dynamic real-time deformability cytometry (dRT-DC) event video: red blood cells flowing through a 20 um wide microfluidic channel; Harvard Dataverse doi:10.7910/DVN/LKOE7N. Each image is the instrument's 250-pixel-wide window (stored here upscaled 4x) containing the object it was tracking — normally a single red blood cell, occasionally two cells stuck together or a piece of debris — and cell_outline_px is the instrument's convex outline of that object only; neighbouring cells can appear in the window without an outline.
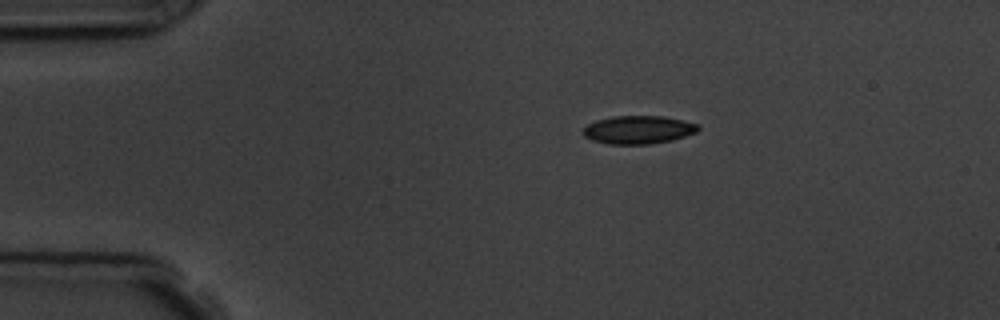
{"species": "common noctule bat (a hibernating species)", "species_latin": "Nyctalus noctula", "temperature_condition": "room temperature", "stored_images_in_passage": 6, "camera_frame_rate_fps": 3000, "um_per_image_px": 0.085, "animal": {"sex": "male", "body_mass_g": 19.5, "forearm_length_mm": 54.6}, "frame": {"image": 1, "passage_image": 2, "time_ms": 1.0, "image_size_px": [1000, 320], "cell_outline_px": [[700, 128], [696, 132], [672, 140], [648, 144], [608, 144], [592, 140], [584, 136], [580, 132], [588, 124], [596, 120], [612, 116], [664, 116], [684, 120], [700, 124]], "centroid_in_image_um": [54.25, 11.02], "position_along_channel_um": 30.7, "area_um2": 19.02}}
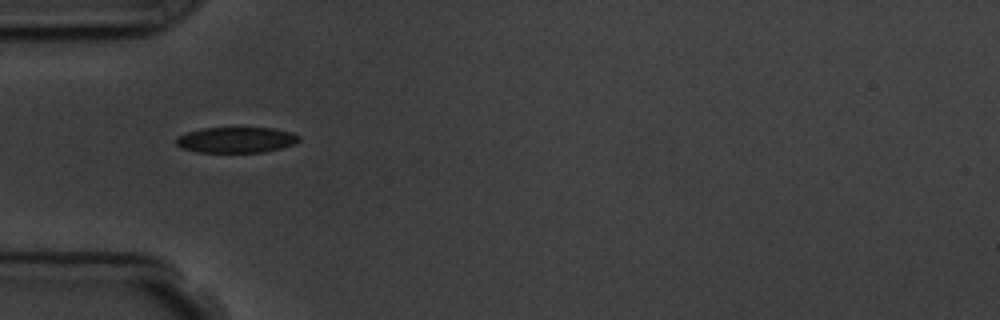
{"frame": {"image": 2, "passage_image": 4, "time_ms": 3.333, "image_size_px": [1000, 320], "cell_outline_px": [[300, 140], [292, 144], [280, 148], [264, 152], [196, 152], [180, 148], [176, 144], [176, 136], [200, 128], [272, 128], [292, 132], [300, 136]], "centroid_in_image_um": [20.04, 11.89], "position_along_channel_um": 65.0, "area_um2": 18.44}}